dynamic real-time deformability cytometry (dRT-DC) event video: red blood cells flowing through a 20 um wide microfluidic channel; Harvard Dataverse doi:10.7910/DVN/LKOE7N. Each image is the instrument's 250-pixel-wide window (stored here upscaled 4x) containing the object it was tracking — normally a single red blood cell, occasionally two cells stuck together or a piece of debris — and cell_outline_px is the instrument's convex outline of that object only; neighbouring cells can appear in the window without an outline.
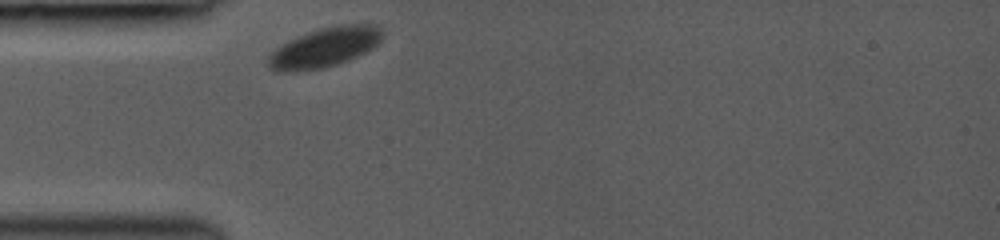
{"species": "common noctule bat (a hibernating species)", "species_latin": "Nyctalus noctula", "temperature_condition": "room temperature", "stored_images_in_passage": 6, "camera_frame_rate_fps": 3000, "um_per_image_px": 0.085, "animal": {"sex": "female", "body_mass_g": 19.0, "forearm_length_mm": 53.3}, "frame": {"image": 1, "passage_image": 1, "time_ms": 0.0, "image_size_px": [1000, 240], "cell_outline_px": [[384, 36], [372, 48], [348, 60], [324, 68], [296, 72], [276, 72], [268, 64], [268, 56], [280, 44], [296, 36], [320, 28], [344, 24], [368, 24], [380, 28], [384, 32]], "centroid_in_image_um": [27.56, 4.04], "position_along_channel_um": 57.4, "area_um2": 26.3}}
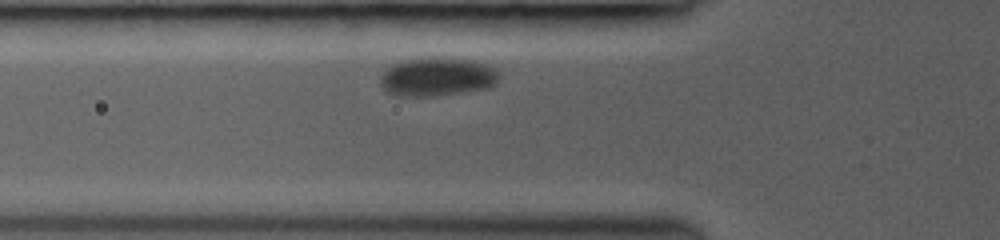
{"frame": {"image": 2, "passage_image": 4, "time_ms": 1.0, "image_size_px": [1000, 240], "cell_outline_px": [[500, 76], [496, 84], [484, 88], [464, 92], [436, 96], [396, 96], [388, 92], [384, 88], [380, 80], [380, 76], [384, 68], [392, 64], [408, 60], [472, 60], [488, 64], [500, 72]], "centroid_in_image_um": [37.17, 6.57], "position_along_channel_um": 88.6, "area_um2": 26.13}}